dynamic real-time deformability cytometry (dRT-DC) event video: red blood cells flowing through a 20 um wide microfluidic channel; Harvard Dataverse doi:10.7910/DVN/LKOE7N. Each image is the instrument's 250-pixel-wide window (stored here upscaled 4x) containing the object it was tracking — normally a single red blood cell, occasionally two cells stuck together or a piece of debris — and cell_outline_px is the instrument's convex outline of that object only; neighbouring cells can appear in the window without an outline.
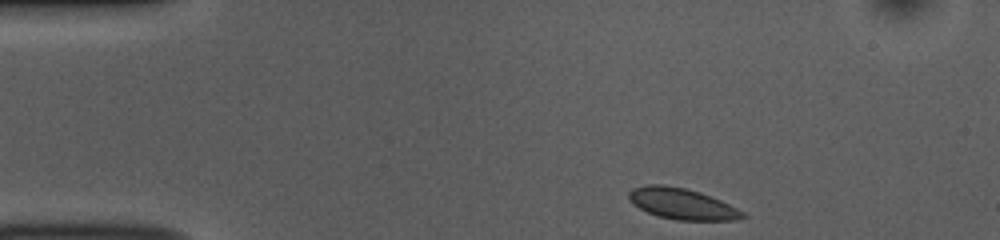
{"species": "common noctule bat (a hibernating species)", "species_latin": "Nyctalus noctula", "temperature_condition": "room temperature", "stored_images_in_passage": 46, "segment_of_instrument_passage": [1, 2], "camera_frame_rate_fps": 3000, "um_per_image_px": 0.085, "animal": {"sex": "female", "body_mass_g": 10.0, "forearm_length_mm": 53.1}, "frame": {"image": 1, "passage_image": 1, "time_ms": 0.0, "image_size_px": [1000, 240], "cell_outline_px": [[748, 216], [732, 220], [676, 220], [660, 216], [648, 212], [632, 204], [628, 200], [628, 192], [632, 188], [648, 184], [664, 184], [684, 188], [700, 192], [720, 200], [744, 212]], "centroid_in_image_um": [57.93, 17.31], "position_along_channel_um": 27.1, "area_um2": 20.52}}
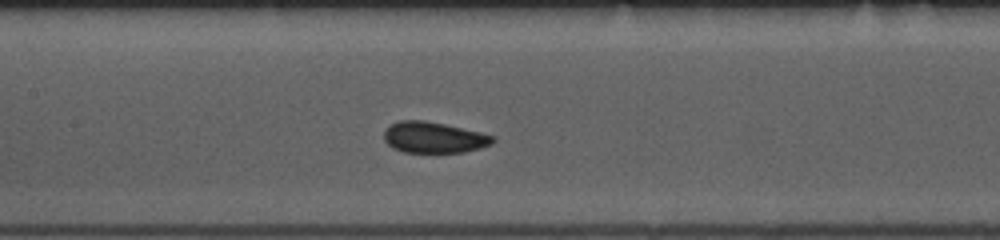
{"frame": {"image": 2, "passage_image": 17, "time_ms": 5.333, "image_size_px": [1000, 240], "cell_outline_px": [[496, 140], [492, 144], [480, 148], [464, 152], [404, 152], [392, 148], [384, 140], [384, 132], [392, 124], [400, 120], [424, 120], [444, 124], [480, 132], [496, 136]], "centroid_in_image_um": [36.9, 11.69], "position_along_channel_um": 170.5, "area_um2": 19.65}}
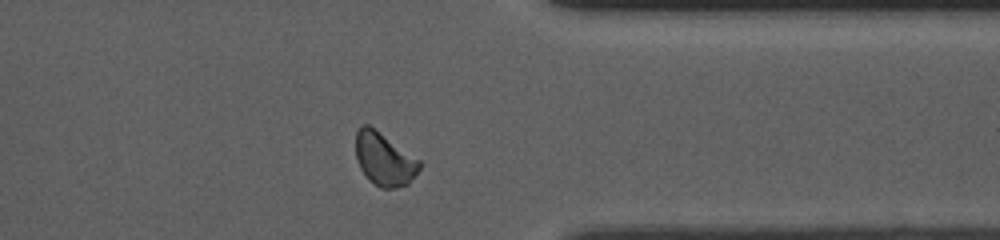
{"frame": {"image": 3, "passage_image": 34, "time_ms": 11.0, "image_size_px": [1000, 240], "cell_outline_px": [[424, 164], [408, 184], [396, 188], [380, 188], [360, 168], [356, 160], [356, 132], [360, 124], [368, 124], [420, 160]], "centroid_in_image_um": [32.68, 13.52], "position_along_channel_um": 378.7, "area_um2": 19.54}}